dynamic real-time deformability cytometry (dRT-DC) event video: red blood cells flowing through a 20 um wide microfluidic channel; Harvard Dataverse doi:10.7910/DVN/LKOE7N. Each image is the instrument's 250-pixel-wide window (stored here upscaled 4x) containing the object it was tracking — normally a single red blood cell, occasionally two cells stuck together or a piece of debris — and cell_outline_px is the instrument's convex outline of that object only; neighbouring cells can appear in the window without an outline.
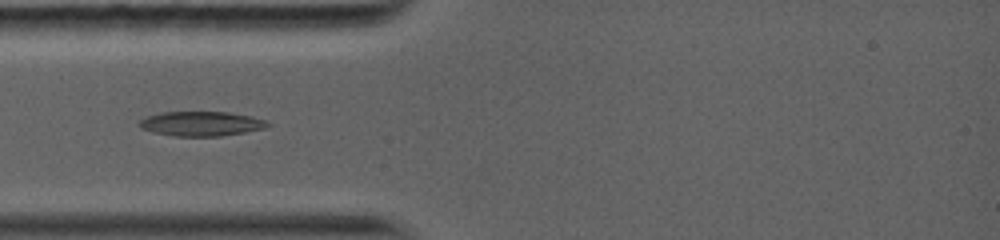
{"species": "common noctule bat (a hibernating species)", "species_latin": "Nyctalus noctula", "temperature_condition": "warm", "stored_images_in_passage": 6, "camera_frame_rate_fps": 5000, "um_per_image_px": 0.085, "animal": {"sex": "female", "body_mass_g": 19.0, "forearm_length_mm": 56.7}, "frame": {"image": 1, "passage_image": 4, "time_ms": 2.8, "image_size_px": [1000, 240], "cell_outline_px": [[272, 124], [264, 128], [244, 132], [220, 136], [172, 136], [152, 132], [140, 128], [136, 124], [140, 120], [148, 116], [160, 112], [228, 112], [252, 116], [264, 120]], "centroid_in_image_um": [17.06, 10.51], "position_along_channel_um": 67.9, "area_um2": 18.44}}
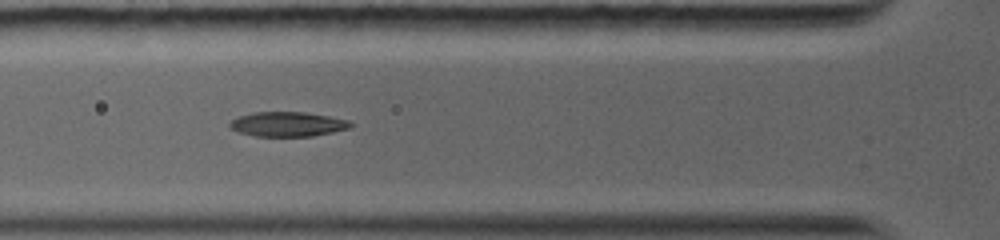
{"frame": {"image": 2, "passage_image": 5, "time_ms": 3.6, "image_size_px": [1000, 240], "cell_outline_px": [[352, 124], [348, 128], [332, 132], [312, 136], [256, 136], [240, 132], [232, 128], [228, 124], [232, 120], [240, 116], [252, 112], [304, 112], [328, 116], [348, 120]], "centroid_in_image_um": [24.44, 10.55], "position_along_channel_um": 101.4, "area_um2": 17.05}}
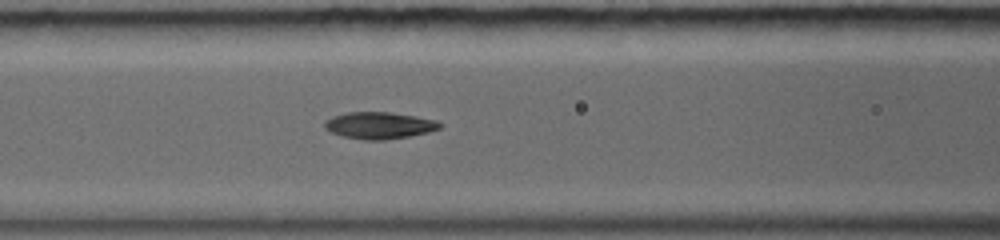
{"frame": {"image": 3, "passage_image": 6, "time_ms": 4.4, "image_size_px": [1000, 240], "cell_outline_px": [[444, 124], [440, 128], [428, 132], [408, 136], [384, 140], [364, 140], [344, 136], [332, 132], [324, 128], [324, 124], [332, 116], [348, 112], [392, 112], [416, 116], [436, 120]], "centroid_in_image_um": [32.27, 10.65], "position_along_channel_um": 134.3, "area_um2": 17.92}}